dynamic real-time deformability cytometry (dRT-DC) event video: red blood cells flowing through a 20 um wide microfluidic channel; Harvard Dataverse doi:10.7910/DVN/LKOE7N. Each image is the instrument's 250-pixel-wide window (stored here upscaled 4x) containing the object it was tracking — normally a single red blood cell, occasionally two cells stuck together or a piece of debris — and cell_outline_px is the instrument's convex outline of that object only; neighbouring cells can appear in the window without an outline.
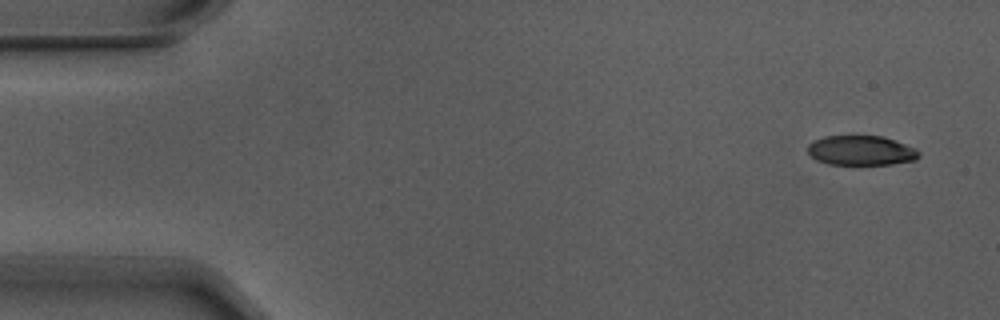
{"species": "Egyptian fruit bat (a non-hibernating species)", "species_latin": "Rousettus aegyptiacus", "temperature_condition": "warm", "stored_images_in_passage": 4, "camera_frame_rate_fps": 3000, "um_per_image_px": 0.085, "animal": {"sex": "male"}, "frame": {"image": 1, "passage_image": 1, "time_ms": 0.0, "image_size_px": [1000, 320], "cell_outline_px": [[920, 156], [916, 160], [892, 164], [828, 164], [816, 160], [808, 152], [808, 144], [824, 136], [884, 136], [896, 140], [916, 148], [920, 152]], "centroid_in_image_um": [73.24, 12.79], "position_along_channel_um": 11.8, "area_um2": 19.31}}
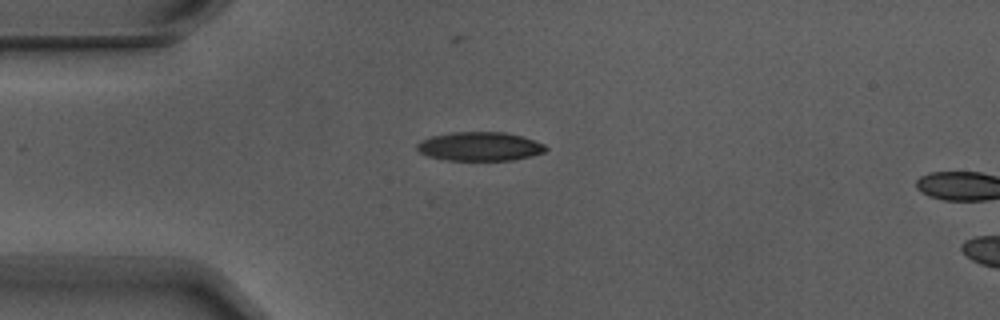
{"frame": {"image": 2, "passage_image": 3, "time_ms": 0.667, "image_size_px": [1000, 320], "cell_outline_px": [[548, 148], [544, 152], [532, 156], [512, 160], [448, 160], [428, 156], [420, 152], [416, 148], [416, 144], [420, 140], [432, 136], [452, 132], [504, 132], [520, 136], [544, 144]], "centroid_in_image_um": [40.76, 12.45], "position_along_channel_um": 44.2, "area_um2": 21.56}}